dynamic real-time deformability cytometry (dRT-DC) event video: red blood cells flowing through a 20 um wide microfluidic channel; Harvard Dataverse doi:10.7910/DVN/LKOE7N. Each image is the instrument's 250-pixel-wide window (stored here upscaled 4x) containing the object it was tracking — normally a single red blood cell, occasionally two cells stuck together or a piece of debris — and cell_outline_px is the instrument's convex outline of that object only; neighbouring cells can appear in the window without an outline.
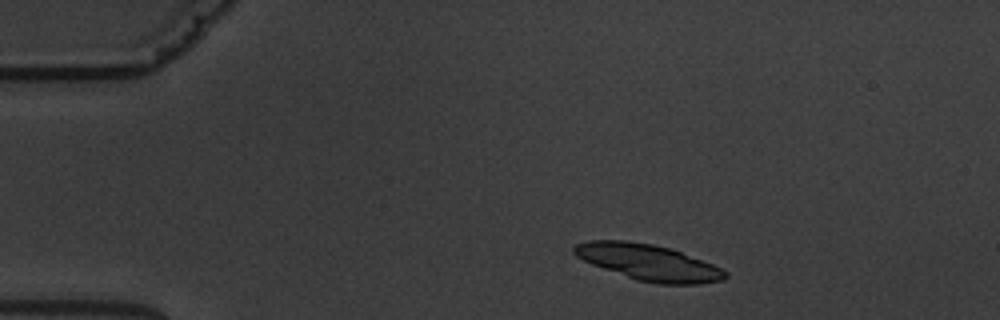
{"species": "common noctule bat (a hibernating species)", "species_latin": "Nyctalus noctula", "temperature_condition": "warm", "stored_images_in_passage": 3, "camera_frame_rate_fps": 3000, "um_per_image_px": 0.085, "animal": {"sex": "male", "body_mass_g": 19.5, "forearm_length_mm": 54.6}, "frame": {"image": 1, "passage_image": 1, "time_ms": 0.0, "image_size_px": [1000, 320], "cell_outline_px": [[728, 276], [724, 280], [700, 284], [656, 284], [636, 280], [592, 264], [576, 256], [572, 252], [572, 248], [576, 244], [588, 240], [628, 240], [652, 244], [672, 248], [712, 264], [728, 272]], "centroid_in_image_um": [55.12, 22.3], "position_along_channel_um": 29.9, "area_um2": 31.91}}